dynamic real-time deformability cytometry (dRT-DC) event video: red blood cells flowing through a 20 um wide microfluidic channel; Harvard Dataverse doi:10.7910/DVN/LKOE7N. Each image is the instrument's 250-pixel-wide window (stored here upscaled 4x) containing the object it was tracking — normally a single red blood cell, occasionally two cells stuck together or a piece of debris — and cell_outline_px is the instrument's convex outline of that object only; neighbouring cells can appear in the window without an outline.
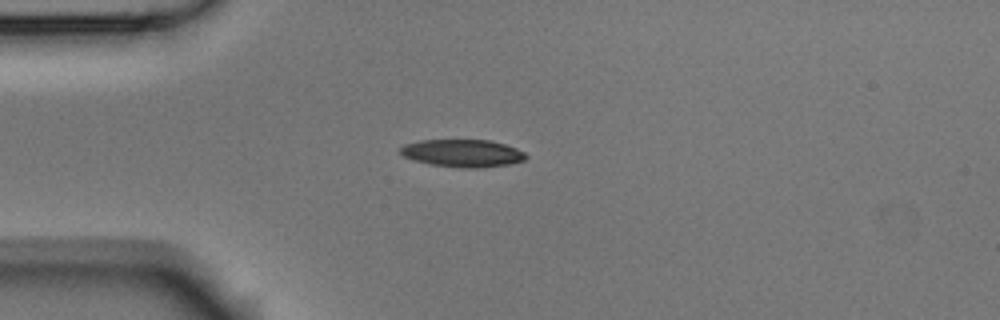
{"species": "Egyptian fruit bat (a non-hibernating species)", "species_latin": "Rousettus aegyptiacus", "temperature_condition": "room temperature", "stored_images_in_passage": 2, "camera_frame_rate_fps": 3000, "um_per_image_px": 0.085, "animal": {"sex": "male"}, "frame": {"image": 1, "passage_image": 2, "time_ms": 0.333, "image_size_px": [1000, 320], "cell_outline_px": [[528, 156], [524, 160], [508, 164], [480, 168], [460, 168], [432, 164], [412, 160], [404, 156], [400, 152], [400, 148], [404, 144], [420, 140], [488, 140], [504, 144], [516, 148], [524, 152]], "centroid_in_image_um": [39.31, 13.02], "position_along_channel_um": 45.7, "area_um2": 20.11}}